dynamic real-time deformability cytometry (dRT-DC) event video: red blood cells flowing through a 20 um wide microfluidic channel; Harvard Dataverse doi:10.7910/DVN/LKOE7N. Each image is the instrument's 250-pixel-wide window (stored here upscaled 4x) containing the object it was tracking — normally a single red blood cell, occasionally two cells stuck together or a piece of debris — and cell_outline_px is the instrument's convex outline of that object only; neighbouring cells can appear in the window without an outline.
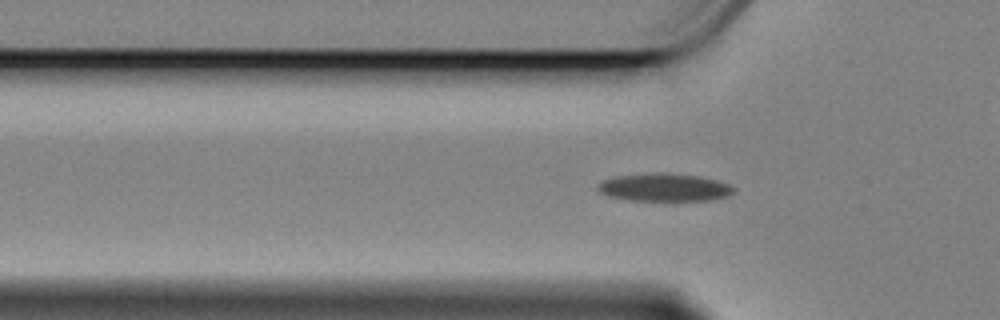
{"species": "Egyptian fruit bat (a non-hibernating species)", "species_latin": "Rousettus aegyptiacus", "temperature_condition": "cold", "stored_images_in_passage": 50, "camera_frame_rate_fps": 3000, "um_per_image_px": 0.085, "animal": {"sex": "female"}, "frame": {"image": 1, "passage_image": 17, "time_ms": 5.333, "image_size_px": [1000, 320], "cell_outline_px": [[732, 192], [728, 196], [712, 200], [672, 204], [668, 204], [628, 200], [608, 196], [600, 192], [596, 188], [604, 180], [616, 176], [696, 176], [716, 180], [728, 184], [732, 188]], "centroid_in_image_um": [56.49, 16.06], "position_along_channel_um": 69.3, "area_um2": 21.79}}
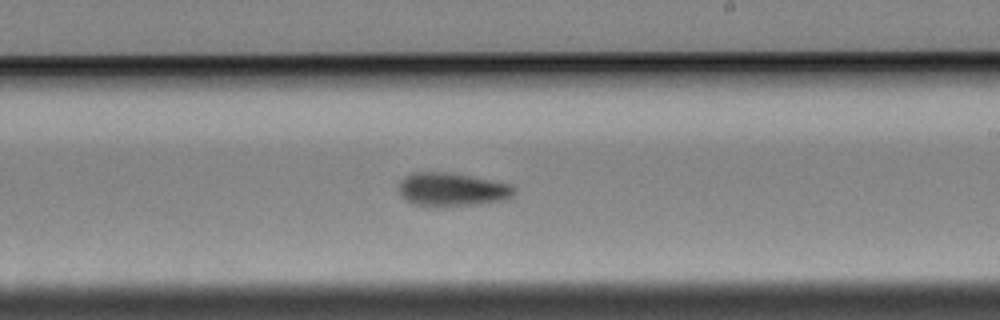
{"frame": {"image": 2, "passage_image": 33, "time_ms": 10.667, "image_size_px": [1000, 320], "cell_outline_px": [[516, 192], [512, 196], [504, 200], [476, 204], [412, 204], [400, 192], [400, 180], [404, 176], [412, 172], [444, 172], [468, 176], [512, 184], [516, 188]], "centroid_in_image_um": [38.46, 16.07], "position_along_channel_um": 250.5, "area_um2": 21.68}}
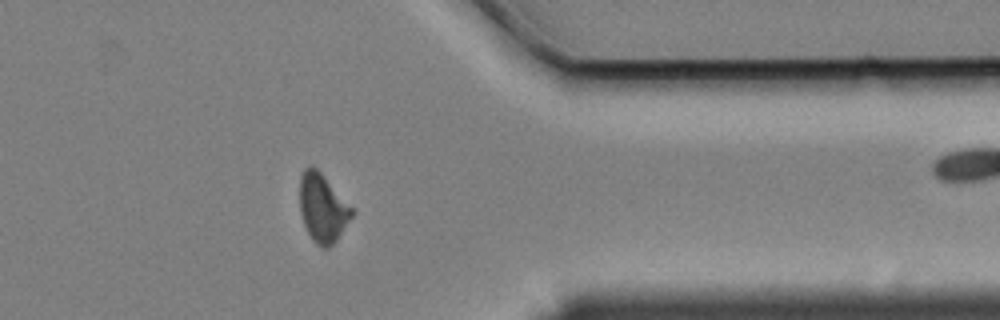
{"frame": {"image": 3, "passage_image": 46, "time_ms": 15.0, "image_size_px": [1000, 320], "cell_outline_px": [[356, 212], [336, 240], [328, 248], [320, 248], [312, 240], [304, 224], [300, 212], [300, 176], [304, 168], [316, 168], [324, 176]], "centroid_in_image_um": [27.43, 17.71], "position_along_channel_um": 384.0, "area_um2": 20.58}}